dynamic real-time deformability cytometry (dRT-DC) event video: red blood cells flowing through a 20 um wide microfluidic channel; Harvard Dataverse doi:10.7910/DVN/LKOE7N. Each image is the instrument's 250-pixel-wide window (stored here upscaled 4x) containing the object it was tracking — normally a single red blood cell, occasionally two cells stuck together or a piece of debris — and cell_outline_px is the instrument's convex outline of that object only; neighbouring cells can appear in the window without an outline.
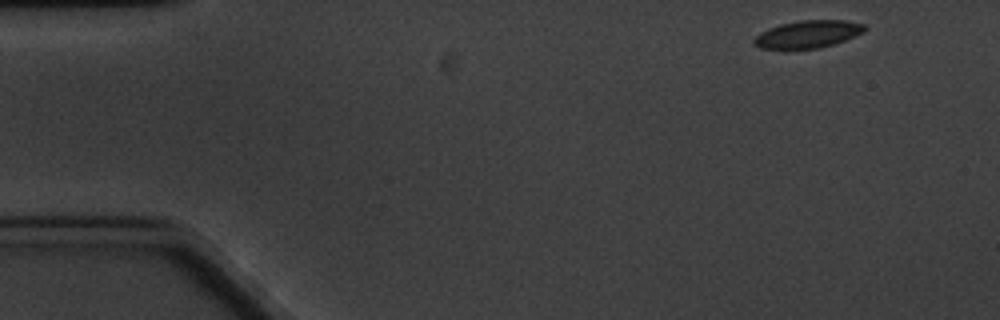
{"species": "common noctule bat (a hibernating species)", "species_latin": "Nyctalus noctula", "temperature_condition": "cold", "stored_images_in_passage": 7, "camera_frame_rate_fps": 3000, "um_per_image_px": 0.085, "animal": {"sex": "male", "body_mass_g": 20.1, "forearm_length_mm": 53.5}, "frame": {"image": 1, "passage_image": 1, "time_ms": 0.0, "image_size_px": [1000, 320], "cell_outline_px": [[868, 28], [864, 32], [844, 40], [820, 48], [760, 48], [752, 44], [752, 40], [760, 32], [768, 28], [780, 24], [800, 20], [844, 20], [864, 24]], "centroid_in_image_um": [68.66, 2.89], "position_along_channel_um": 16.3, "area_um2": 17.63}}
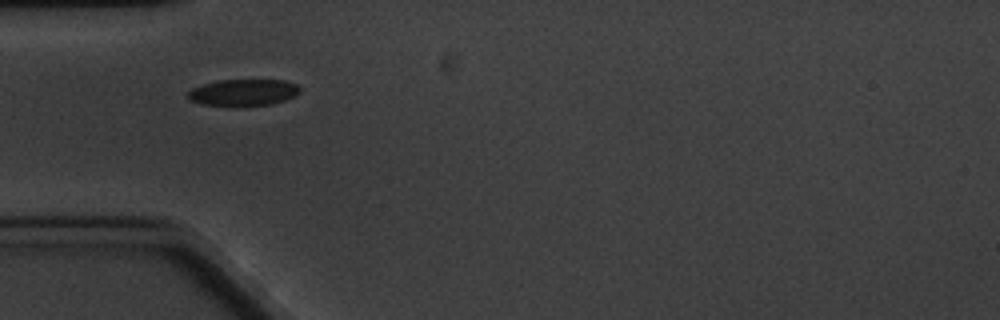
{"frame": {"image": 2, "passage_image": 5, "time_ms": 4.333, "image_size_px": [1000, 320], "cell_outline_px": [[300, 92], [284, 100], [272, 104], [204, 104], [192, 100], [184, 96], [192, 88], [204, 84], [220, 80], [284, 80], [296, 84], [300, 88]], "centroid_in_image_um": [20.69, 7.82], "position_along_channel_um": 64.3, "area_um2": 16.7}}